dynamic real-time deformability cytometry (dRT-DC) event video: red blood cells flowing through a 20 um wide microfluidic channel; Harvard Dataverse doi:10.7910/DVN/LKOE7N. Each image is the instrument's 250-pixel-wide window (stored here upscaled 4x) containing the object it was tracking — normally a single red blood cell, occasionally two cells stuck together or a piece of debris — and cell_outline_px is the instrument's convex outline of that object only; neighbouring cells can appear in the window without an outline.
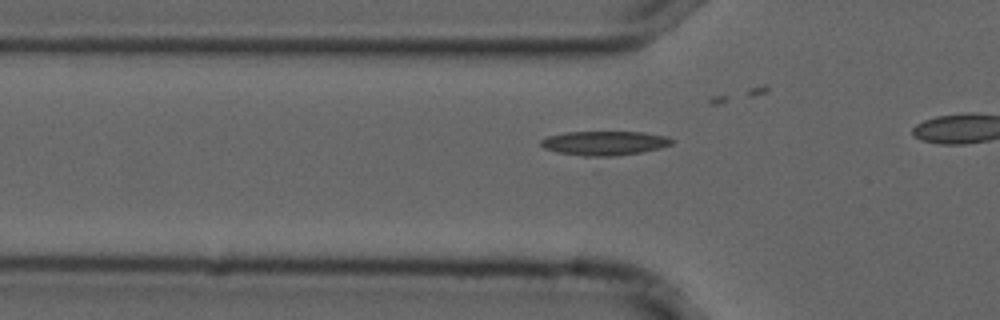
{"species": "common noctule bat (a hibernating species)", "species_latin": "Nyctalus noctula", "temperature_condition": "cold", "stored_images_in_passage": 7, "camera_frame_rate_fps": 3000, "um_per_image_px": 0.085, "animal": {"sex": "male", "forearm_length_mm": 52.5}, "frame": {"image": 1, "passage_image": 4, "time_ms": 1.0, "image_size_px": [1000, 320], "cell_outline_px": [[676, 140], [672, 144], [596, 172], [544, 148], [540, 144], [540, 140], [548, 136], [568, 132], [644, 132], [668, 136]], "centroid_in_image_um": [51.34, 12.49], "position_along_channel_um": 74.5, "area_um2": 24.16}}